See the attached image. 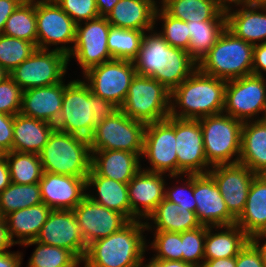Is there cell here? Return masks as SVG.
Here are the masks:
<instances>
[{"label": "cell", "mask_w": 266, "mask_h": 267, "mask_svg": "<svg viewBox=\"0 0 266 267\" xmlns=\"http://www.w3.org/2000/svg\"><path fill=\"white\" fill-rule=\"evenodd\" d=\"M251 4H266V0H250Z\"/></svg>", "instance_id": "obj_66"}, {"label": "cell", "mask_w": 266, "mask_h": 267, "mask_svg": "<svg viewBox=\"0 0 266 267\" xmlns=\"http://www.w3.org/2000/svg\"><path fill=\"white\" fill-rule=\"evenodd\" d=\"M141 155L123 150H91V169L99 176L128 183L142 167Z\"/></svg>", "instance_id": "obj_23"}, {"label": "cell", "mask_w": 266, "mask_h": 267, "mask_svg": "<svg viewBox=\"0 0 266 267\" xmlns=\"http://www.w3.org/2000/svg\"><path fill=\"white\" fill-rule=\"evenodd\" d=\"M55 129L54 124L27 117L14 116L12 151L39 154Z\"/></svg>", "instance_id": "obj_26"}, {"label": "cell", "mask_w": 266, "mask_h": 267, "mask_svg": "<svg viewBox=\"0 0 266 267\" xmlns=\"http://www.w3.org/2000/svg\"><path fill=\"white\" fill-rule=\"evenodd\" d=\"M65 81L23 91L20 114L55 124L60 116Z\"/></svg>", "instance_id": "obj_22"}, {"label": "cell", "mask_w": 266, "mask_h": 267, "mask_svg": "<svg viewBox=\"0 0 266 267\" xmlns=\"http://www.w3.org/2000/svg\"><path fill=\"white\" fill-rule=\"evenodd\" d=\"M184 176H187V179L185 180L186 183L183 184L185 186H176L175 188L172 187L169 189L166 188L167 184H165L164 198L195 212L196 201L193 195V174H185L182 177Z\"/></svg>", "instance_id": "obj_48"}, {"label": "cell", "mask_w": 266, "mask_h": 267, "mask_svg": "<svg viewBox=\"0 0 266 267\" xmlns=\"http://www.w3.org/2000/svg\"><path fill=\"white\" fill-rule=\"evenodd\" d=\"M42 203L40 185L11 184L0 193V216L5 218L8 214L30 206Z\"/></svg>", "instance_id": "obj_37"}, {"label": "cell", "mask_w": 266, "mask_h": 267, "mask_svg": "<svg viewBox=\"0 0 266 267\" xmlns=\"http://www.w3.org/2000/svg\"><path fill=\"white\" fill-rule=\"evenodd\" d=\"M262 117H259L257 120H261L265 125H266V109L265 111L262 113Z\"/></svg>", "instance_id": "obj_67"}, {"label": "cell", "mask_w": 266, "mask_h": 267, "mask_svg": "<svg viewBox=\"0 0 266 267\" xmlns=\"http://www.w3.org/2000/svg\"><path fill=\"white\" fill-rule=\"evenodd\" d=\"M79 230L88 246L124 227L129 220L119 212L93 202L86 196L74 209Z\"/></svg>", "instance_id": "obj_17"}, {"label": "cell", "mask_w": 266, "mask_h": 267, "mask_svg": "<svg viewBox=\"0 0 266 267\" xmlns=\"http://www.w3.org/2000/svg\"><path fill=\"white\" fill-rule=\"evenodd\" d=\"M43 172L87 178L91 170L89 139L54 129L39 153Z\"/></svg>", "instance_id": "obj_4"}, {"label": "cell", "mask_w": 266, "mask_h": 267, "mask_svg": "<svg viewBox=\"0 0 266 267\" xmlns=\"http://www.w3.org/2000/svg\"><path fill=\"white\" fill-rule=\"evenodd\" d=\"M144 256L142 257L138 267H165V260H156L152 257L150 262L144 263Z\"/></svg>", "instance_id": "obj_60"}, {"label": "cell", "mask_w": 266, "mask_h": 267, "mask_svg": "<svg viewBox=\"0 0 266 267\" xmlns=\"http://www.w3.org/2000/svg\"><path fill=\"white\" fill-rule=\"evenodd\" d=\"M23 90L8 76L0 82V112L15 116L20 112Z\"/></svg>", "instance_id": "obj_47"}, {"label": "cell", "mask_w": 266, "mask_h": 267, "mask_svg": "<svg viewBox=\"0 0 266 267\" xmlns=\"http://www.w3.org/2000/svg\"><path fill=\"white\" fill-rule=\"evenodd\" d=\"M218 6L223 10L227 11L231 9L232 5L234 3L235 6H244V5H250V0H216Z\"/></svg>", "instance_id": "obj_59"}, {"label": "cell", "mask_w": 266, "mask_h": 267, "mask_svg": "<svg viewBox=\"0 0 266 267\" xmlns=\"http://www.w3.org/2000/svg\"><path fill=\"white\" fill-rule=\"evenodd\" d=\"M21 3L22 2L20 0H0V34L3 33L9 16Z\"/></svg>", "instance_id": "obj_52"}, {"label": "cell", "mask_w": 266, "mask_h": 267, "mask_svg": "<svg viewBox=\"0 0 266 267\" xmlns=\"http://www.w3.org/2000/svg\"><path fill=\"white\" fill-rule=\"evenodd\" d=\"M73 21L81 22L96 19L99 16L96 0H54Z\"/></svg>", "instance_id": "obj_46"}, {"label": "cell", "mask_w": 266, "mask_h": 267, "mask_svg": "<svg viewBox=\"0 0 266 267\" xmlns=\"http://www.w3.org/2000/svg\"><path fill=\"white\" fill-rule=\"evenodd\" d=\"M144 31L110 27L107 45L112 59L133 61L140 49Z\"/></svg>", "instance_id": "obj_40"}, {"label": "cell", "mask_w": 266, "mask_h": 267, "mask_svg": "<svg viewBox=\"0 0 266 267\" xmlns=\"http://www.w3.org/2000/svg\"><path fill=\"white\" fill-rule=\"evenodd\" d=\"M143 169L128 182L131 220L147 219L164 199V174Z\"/></svg>", "instance_id": "obj_21"}, {"label": "cell", "mask_w": 266, "mask_h": 267, "mask_svg": "<svg viewBox=\"0 0 266 267\" xmlns=\"http://www.w3.org/2000/svg\"><path fill=\"white\" fill-rule=\"evenodd\" d=\"M193 195L196 216L204 226H227L236 224L229 213L214 179L208 174H193Z\"/></svg>", "instance_id": "obj_19"}, {"label": "cell", "mask_w": 266, "mask_h": 267, "mask_svg": "<svg viewBox=\"0 0 266 267\" xmlns=\"http://www.w3.org/2000/svg\"><path fill=\"white\" fill-rule=\"evenodd\" d=\"M22 3H39V2H46L52 0H20Z\"/></svg>", "instance_id": "obj_64"}, {"label": "cell", "mask_w": 266, "mask_h": 267, "mask_svg": "<svg viewBox=\"0 0 266 267\" xmlns=\"http://www.w3.org/2000/svg\"><path fill=\"white\" fill-rule=\"evenodd\" d=\"M239 7L241 9L235 12L233 9L225 11L226 28L236 37L253 45L266 42V4Z\"/></svg>", "instance_id": "obj_24"}, {"label": "cell", "mask_w": 266, "mask_h": 267, "mask_svg": "<svg viewBox=\"0 0 266 267\" xmlns=\"http://www.w3.org/2000/svg\"><path fill=\"white\" fill-rule=\"evenodd\" d=\"M212 228L221 232L214 234ZM249 241L250 237L237 224L206 226L204 261L236 257Z\"/></svg>", "instance_id": "obj_30"}, {"label": "cell", "mask_w": 266, "mask_h": 267, "mask_svg": "<svg viewBox=\"0 0 266 267\" xmlns=\"http://www.w3.org/2000/svg\"><path fill=\"white\" fill-rule=\"evenodd\" d=\"M11 182L16 184L39 183L43 175L39 154L8 151L6 153Z\"/></svg>", "instance_id": "obj_39"}, {"label": "cell", "mask_w": 266, "mask_h": 267, "mask_svg": "<svg viewBox=\"0 0 266 267\" xmlns=\"http://www.w3.org/2000/svg\"><path fill=\"white\" fill-rule=\"evenodd\" d=\"M23 255L21 252H0V267H21L22 264V257Z\"/></svg>", "instance_id": "obj_53"}, {"label": "cell", "mask_w": 266, "mask_h": 267, "mask_svg": "<svg viewBox=\"0 0 266 267\" xmlns=\"http://www.w3.org/2000/svg\"><path fill=\"white\" fill-rule=\"evenodd\" d=\"M11 184L10 171L6 158L0 159V193Z\"/></svg>", "instance_id": "obj_55"}, {"label": "cell", "mask_w": 266, "mask_h": 267, "mask_svg": "<svg viewBox=\"0 0 266 267\" xmlns=\"http://www.w3.org/2000/svg\"><path fill=\"white\" fill-rule=\"evenodd\" d=\"M154 221L151 225L147 220ZM150 224V225H149ZM146 230L185 232L196 229L201 225L196 216V212L190 211L189 208L181 207L167 199H163L155 210L149 215L145 222Z\"/></svg>", "instance_id": "obj_32"}, {"label": "cell", "mask_w": 266, "mask_h": 267, "mask_svg": "<svg viewBox=\"0 0 266 267\" xmlns=\"http://www.w3.org/2000/svg\"><path fill=\"white\" fill-rule=\"evenodd\" d=\"M266 109V79L248 75L228 80L223 112L242 122L256 120ZM255 117V119H254Z\"/></svg>", "instance_id": "obj_11"}, {"label": "cell", "mask_w": 266, "mask_h": 267, "mask_svg": "<svg viewBox=\"0 0 266 267\" xmlns=\"http://www.w3.org/2000/svg\"><path fill=\"white\" fill-rule=\"evenodd\" d=\"M33 244H37V247L26 267H64L72 264L78 258L68 249L45 245L36 240H30L22 245L27 247Z\"/></svg>", "instance_id": "obj_41"}, {"label": "cell", "mask_w": 266, "mask_h": 267, "mask_svg": "<svg viewBox=\"0 0 266 267\" xmlns=\"http://www.w3.org/2000/svg\"><path fill=\"white\" fill-rule=\"evenodd\" d=\"M85 264L84 258H77L72 264L64 266V267H78L79 264Z\"/></svg>", "instance_id": "obj_62"}, {"label": "cell", "mask_w": 266, "mask_h": 267, "mask_svg": "<svg viewBox=\"0 0 266 267\" xmlns=\"http://www.w3.org/2000/svg\"><path fill=\"white\" fill-rule=\"evenodd\" d=\"M157 7L155 12V22L157 19L163 21L162 32L164 40L171 46L188 51L190 43V33L187 22L170 16L162 7Z\"/></svg>", "instance_id": "obj_43"}, {"label": "cell", "mask_w": 266, "mask_h": 267, "mask_svg": "<svg viewBox=\"0 0 266 267\" xmlns=\"http://www.w3.org/2000/svg\"><path fill=\"white\" fill-rule=\"evenodd\" d=\"M14 116L0 112V145L8 152L13 145Z\"/></svg>", "instance_id": "obj_50"}, {"label": "cell", "mask_w": 266, "mask_h": 267, "mask_svg": "<svg viewBox=\"0 0 266 267\" xmlns=\"http://www.w3.org/2000/svg\"><path fill=\"white\" fill-rule=\"evenodd\" d=\"M145 221L131 220L106 238L87 247L83 267H138L147 250Z\"/></svg>", "instance_id": "obj_3"}, {"label": "cell", "mask_w": 266, "mask_h": 267, "mask_svg": "<svg viewBox=\"0 0 266 267\" xmlns=\"http://www.w3.org/2000/svg\"><path fill=\"white\" fill-rule=\"evenodd\" d=\"M266 239V232L260 233L257 235H254L250 238V241L257 247V249L260 251L263 262L266 266V241L261 243L259 240H265ZM260 242V244H259ZM262 244V245H261Z\"/></svg>", "instance_id": "obj_58"}, {"label": "cell", "mask_w": 266, "mask_h": 267, "mask_svg": "<svg viewBox=\"0 0 266 267\" xmlns=\"http://www.w3.org/2000/svg\"><path fill=\"white\" fill-rule=\"evenodd\" d=\"M197 69V62L181 48L162 43L161 84L172 92Z\"/></svg>", "instance_id": "obj_33"}, {"label": "cell", "mask_w": 266, "mask_h": 267, "mask_svg": "<svg viewBox=\"0 0 266 267\" xmlns=\"http://www.w3.org/2000/svg\"><path fill=\"white\" fill-rule=\"evenodd\" d=\"M9 76V73L0 65V82Z\"/></svg>", "instance_id": "obj_63"}, {"label": "cell", "mask_w": 266, "mask_h": 267, "mask_svg": "<svg viewBox=\"0 0 266 267\" xmlns=\"http://www.w3.org/2000/svg\"><path fill=\"white\" fill-rule=\"evenodd\" d=\"M36 19L37 48L49 50L52 45L64 44L55 50L69 56L73 46L65 45L75 42L76 23L73 19L54 0L36 3Z\"/></svg>", "instance_id": "obj_13"}, {"label": "cell", "mask_w": 266, "mask_h": 267, "mask_svg": "<svg viewBox=\"0 0 266 267\" xmlns=\"http://www.w3.org/2000/svg\"><path fill=\"white\" fill-rule=\"evenodd\" d=\"M171 92L157 80L136 74L119 108L128 117L146 124L170 115Z\"/></svg>", "instance_id": "obj_7"}, {"label": "cell", "mask_w": 266, "mask_h": 267, "mask_svg": "<svg viewBox=\"0 0 266 267\" xmlns=\"http://www.w3.org/2000/svg\"><path fill=\"white\" fill-rule=\"evenodd\" d=\"M51 211L52 209L42 202L8 214L5 221L10 240L21 246L25 242L35 240ZM14 237L18 240H14Z\"/></svg>", "instance_id": "obj_29"}, {"label": "cell", "mask_w": 266, "mask_h": 267, "mask_svg": "<svg viewBox=\"0 0 266 267\" xmlns=\"http://www.w3.org/2000/svg\"><path fill=\"white\" fill-rule=\"evenodd\" d=\"M202 267H236V257L206 260Z\"/></svg>", "instance_id": "obj_56"}, {"label": "cell", "mask_w": 266, "mask_h": 267, "mask_svg": "<svg viewBox=\"0 0 266 267\" xmlns=\"http://www.w3.org/2000/svg\"><path fill=\"white\" fill-rule=\"evenodd\" d=\"M144 31L137 57L133 60L136 73L148 76L161 83L162 43L165 41L154 28ZM151 33V34H150Z\"/></svg>", "instance_id": "obj_35"}, {"label": "cell", "mask_w": 266, "mask_h": 267, "mask_svg": "<svg viewBox=\"0 0 266 267\" xmlns=\"http://www.w3.org/2000/svg\"><path fill=\"white\" fill-rule=\"evenodd\" d=\"M253 47V44L236 37L226 28L215 45L197 63V68L226 81L251 75Z\"/></svg>", "instance_id": "obj_5"}, {"label": "cell", "mask_w": 266, "mask_h": 267, "mask_svg": "<svg viewBox=\"0 0 266 267\" xmlns=\"http://www.w3.org/2000/svg\"><path fill=\"white\" fill-rule=\"evenodd\" d=\"M119 108L111 101L92 94L85 80H71L64 88L60 116L55 129L89 139L96 124Z\"/></svg>", "instance_id": "obj_1"}, {"label": "cell", "mask_w": 266, "mask_h": 267, "mask_svg": "<svg viewBox=\"0 0 266 267\" xmlns=\"http://www.w3.org/2000/svg\"><path fill=\"white\" fill-rule=\"evenodd\" d=\"M68 56L55 49H36L9 76L24 91L34 87L55 85L63 81L68 69Z\"/></svg>", "instance_id": "obj_9"}, {"label": "cell", "mask_w": 266, "mask_h": 267, "mask_svg": "<svg viewBox=\"0 0 266 267\" xmlns=\"http://www.w3.org/2000/svg\"><path fill=\"white\" fill-rule=\"evenodd\" d=\"M119 0H96L100 17H106Z\"/></svg>", "instance_id": "obj_57"}, {"label": "cell", "mask_w": 266, "mask_h": 267, "mask_svg": "<svg viewBox=\"0 0 266 267\" xmlns=\"http://www.w3.org/2000/svg\"><path fill=\"white\" fill-rule=\"evenodd\" d=\"M86 186L87 189L94 186L97 194L94 196L87 193V196L93 202L119 212L131 221L128 183H121L108 177L99 176L91 169L86 179Z\"/></svg>", "instance_id": "obj_27"}, {"label": "cell", "mask_w": 266, "mask_h": 267, "mask_svg": "<svg viewBox=\"0 0 266 267\" xmlns=\"http://www.w3.org/2000/svg\"><path fill=\"white\" fill-rule=\"evenodd\" d=\"M236 224L251 238L266 232V174H256Z\"/></svg>", "instance_id": "obj_28"}, {"label": "cell", "mask_w": 266, "mask_h": 267, "mask_svg": "<svg viewBox=\"0 0 266 267\" xmlns=\"http://www.w3.org/2000/svg\"><path fill=\"white\" fill-rule=\"evenodd\" d=\"M161 7L172 17L185 22L226 20L216 0H162Z\"/></svg>", "instance_id": "obj_34"}, {"label": "cell", "mask_w": 266, "mask_h": 267, "mask_svg": "<svg viewBox=\"0 0 266 267\" xmlns=\"http://www.w3.org/2000/svg\"><path fill=\"white\" fill-rule=\"evenodd\" d=\"M110 27L111 24L106 17L76 24L75 42L68 61L75 58L83 69V74L92 67L112 60L107 45Z\"/></svg>", "instance_id": "obj_14"}, {"label": "cell", "mask_w": 266, "mask_h": 267, "mask_svg": "<svg viewBox=\"0 0 266 267\" xmlns=\"http://www.w3.org/2000/svg\"><path fill=\"white\" fill-rule=\"evenodd\" d=\"M206 226L182 232L183 261L194 267H202L204 262V245ZM201 260V261H200Z\"/></svg>", "instance_id": "obj_45"}, {"label": "cell", "mask_w": 266, "mask_h": 267, "mask_svg": "<svg viewBox=\"0 0 266 267\" xmlns=\"http://www.w3.org/2000/svg\"><path fill=\"white\" fill-rule=\"evenodd\" d=\"M165 267H194V266L184 261L165 260Z\"/></svg>", "instance_id": "obj_61"}, {"label": "cell", "mask_w": 266, "mask_h": 267, "mask_svg": "<svg viewBox=\"0 0 266 267\" xmlns=\"http://www.w3.org/2000/svg\"><path fill=\"white\" fill-rule=\"evenodd\" d=\"M236 267H266L260 251L249 241L236 256Z\"/></svg>", "instance_id": "obj_49"}, {"label": "cell", "mask_w": 266, "mask_h": 267, "mask_svg": "<svg viewBox=\"0 0 266 267\" xmlns=\"http://www.w3.org/2000/svg\"><path fill=\"white\" fill-rule=\"evenodd\" d=\"M36 49L34 43L0 34V65L10 73Z\"/></svg>", "instance_id": "obj_42"}, {"label": "cell", "mask_w": 266, "mask_h": 267, "mask_svg": "<svg viewBox=\"0 0 266 267\" xmlns=\"http://www.w3.org/2000/svg\"><path fill=\"white\" fill-rule=\"evenodd\" d=\"M136 74L133 61L112 59L90 68L84 76L92 94L120 108Z\"/></svg>", "instance_id": "obj_12"}, {"label": "cell", "mask_w": 266, "mask_h": 267, "mask_svg": "<svg viewBox=\"0 0 266 267\" xmlns=\"http://www.w3.org/2000/svg\"><path fill=\"white\" fill-rule=\"evenodd\" d=\"M86 179L43 172L39 181L42 202L52 210H73L87 196Z\"/></svg>", "instance_id": "obj_20"}, {"label": "cell", "mask_w": 266, "mask_h": 267, "mask_svg": "<svg viewBox=\"0 0 266 267\" xmlns=\"http://www.w3.org/2000/svg\"><path fill=\"white\" fill-rule=\"evenodd\" d=\"M238 162L255 174H266V125L261 120L243 122Z\"/></svg>", "instance_id": "obj_31"}, {"label": "cell", "mask_w": 266, "mask_h": 267, "mask_svg": "<svg viewBox=\"0 0 266 267\" xmlns=\"http://www.w3.org/2000/svg\"><path fill=\"white\" fill-rule=\"evenodd\" d=\"M266 72V42L256 44L253 47V65L252 74L263 76Z\"/></svg>", "instance_id": "obj_51"}, {"label": "cell", "mask_w": 266, "mask_h": 267, "mask_svg": "<svg viewBox=\"0 0 266 267\" xmlns=\"http://www.w3.org/2000/svg\"><path fill=\"white\" fill-rule=\"evenodd\" d=\"M155 0H119L106 16L111 26L149 31L155 26Z\"/></svg>", "instance_id": "obj_25"}, {"label": "cell", "mask_w": 266, "mask_h": 267, "mask_svg": "<svg viewBox=\"0 0 266 267\" xmlns=\"http://www.w3.org/2000/svg\"><path fill=\"white\" fill-rule=\"evenodd\" d=\"M143 156L151 166L144 170L162 174L168 172L170 178L179 177L174 117L168 116L165 120L146 125L141 158Z\"/></svg>", "instance_id": "obj_10"}, {"label": "cell", "mask_w": 266, "mask_h": 267, "mask_svg": "<svg viewBox=\"0 0 266 267\" xmlns=\"http://www.w3.org/2000/svg\"><path fill=\"white\" fill-rule=\"evenodd\" d=\"M7 151L0 145V159H3L6 157Z\"/></svg>", "instance_id": "obj_65"}, {"label": "cell", "mask_w": 266, "mask_h": 267, "mask_svg": "<svg viewBox=\"0 0 266 267\" xmlns=\"http://www.w3.org/2000/svg\"><path fill=\"white\" fill-rule=\"evenodd\" d=\"M226 84V80L212 77L197 68L171 92L169 116L198 120L222 113Z\"/></svg>", "instance_id": "obj_2"}, {"label": "cell", "mask_w": 266, "mask_h": 267, "mask_svg": "<svg viewBox=\"0 0 266 267\" xmlns=\"http://www.w3.org/2000/svg\"><path fill=\"white\" fill-rule=\"evenodd\" d=\"M13 245L15 244L10 240L5 218L0 217V252L7 251Z\"/></svg>", "instance_id": "obj_54"}, {"label": "cell", "mask_w": 266, "mask_h": 267, "mask_svg": "<svg viewBox=\"0 0 266 267\" xmlns=\"http://www.w3.org/2000/svg\"><path fill=\"white\" fill-rule=\"evenodd\" d=\"M175 137L178 175L208 173L212 166L206 160L199 120L175 118Z\"/></svg>", "instance_id": "obj_15"}, {"label": "cell", "mask_w": 266, "mask_h": 267, "mask_svg": "<svg viewBox=\"0 0 266 267\" xmlns=\"http://www.w3.org/2000/svg\"><path fill=\"white\" fill-rule=\"evenodd\" d=\"M208 174L214 179L229 213L237 220L245 209L256 174L239 162L212 166Z\"/></svg>", "instance_id": "obj_16"}, {"label": "cell", "mask_w": 266, "mask_h": 267, "mask_svg": "<svg viewBox=\"0 0 266 267\" xmlns=\"http://www.w3.org/2000/svg\"><path fill=\"white\" fill-rule=\"evenodd\" d=\"M2 34L37 46L36 3H21L7 19Z\"/></svg>", "instance_id": "obj_38"}, {"label": "cell", "mask_w": 266, "mask_h": 267, "mask_svg": "<svg viewBox=\"0 0 266 267\" xmlns=\"http://www.w3.org/2000/svg\"><path fill=\"white\" fill-rule=\"evenodd\" d=\"M146 125L118 109L96 124L89 138L90 150H123L142 154Z\"/></svg>", "instance_id": "obj_8"}, {"label": "cell", "mask_w": 266, "mask_h": 267, "mask_svg": "<svg viewBox=\"0 0 266 267\" xmlns=\"http://www.w3.org/2000/svg\"><path fill=\"white\" fill-rule=\"evenodd\" d=\"M190 33L188 53L198 63L215 45L226 29V20L187 22Z\"/></svg>", "instance_id": "obj_36"}, {"label": "cell", "mask_w": 266, "mask_h": 267, "mask_svg": "<svg viewBox=\"0 0 266 267\" xmlns=\"http://www.w3.org/2000/svg\"><path fill=\"white\" fill-rule=\"evenodd\" d=\"M198 120L203 132L207 162L211 166L238 163L243 122L224 112Z\"/></svg>", "instance_id": "obj_6"}, {"label": "cell", "mask_w": 266, "mask_h": 267, "mask_svg": "<svg viewBox=\"0 0 266 267\" xmlns=\"http://www.w3.org/2000/svg\"><path fill=\"white\" fill-rule=\"evenodd\" d=\"M150 245L157 252L153 257L156 260L183 261L182 232L155 231Z\"/></svg>", "instance_id": "obj_44"}, {"label": "cell", "mask_w": 266, "mask_h": 267, "mask_svg": "<svg viewBox=\"0 0 266 267\" xmlns=\"http://www.w3.org/2000/svg\"><path fill=\"white\" fill-rule=\"evenodd\" d=\"M35 240L45 245L68 249L78 258H85L88 247L73 210H52Z\"/></svg>", "instance_id": "obj_18"}]
</instances>
